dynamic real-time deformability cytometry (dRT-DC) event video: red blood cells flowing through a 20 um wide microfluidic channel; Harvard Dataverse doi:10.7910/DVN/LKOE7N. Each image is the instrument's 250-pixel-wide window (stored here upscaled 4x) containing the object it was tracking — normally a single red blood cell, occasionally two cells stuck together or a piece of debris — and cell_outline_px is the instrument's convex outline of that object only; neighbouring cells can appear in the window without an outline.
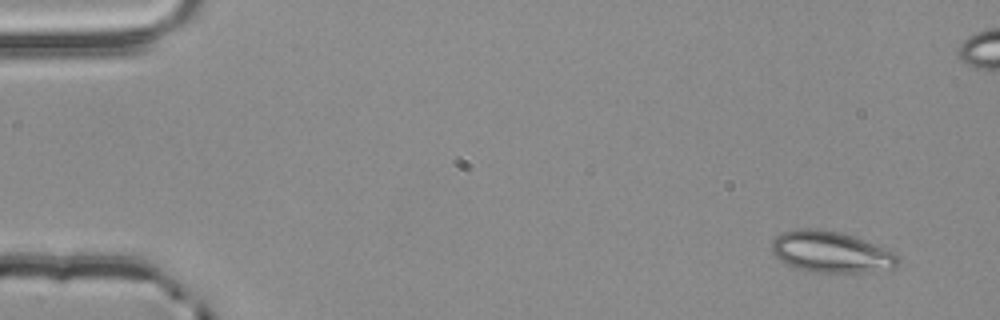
{"species": "common noctule bat (a hibernating species)", "species_latin": "Nyctalus noctula", "temperature_condition": "room temperature", "stored_images_in_passage": 4, "camera_frame_rate_fps": 3000, "um_per_image_px": 0.085, "animal": {"sex": "male", "body_mass_g": 20.4}, "frame": {"image": 1, "passage_image": 1, "time_ms": 0.0, "image_size_px": [1000, 320], "cell_outline_px": [[900, 264], [892, 268], [872, 272], [816, 272], [796, 268], [780, 260], [772, 252], [772, 240], [780, 232], [800, 228], [816, 228], [840, 232], [864, 240], [892, 252], [900, 260]], "centroid_in_image_um": [70.61, 21.41], "position_along_channel_um": 14.4, "area_um2": 30.17}}